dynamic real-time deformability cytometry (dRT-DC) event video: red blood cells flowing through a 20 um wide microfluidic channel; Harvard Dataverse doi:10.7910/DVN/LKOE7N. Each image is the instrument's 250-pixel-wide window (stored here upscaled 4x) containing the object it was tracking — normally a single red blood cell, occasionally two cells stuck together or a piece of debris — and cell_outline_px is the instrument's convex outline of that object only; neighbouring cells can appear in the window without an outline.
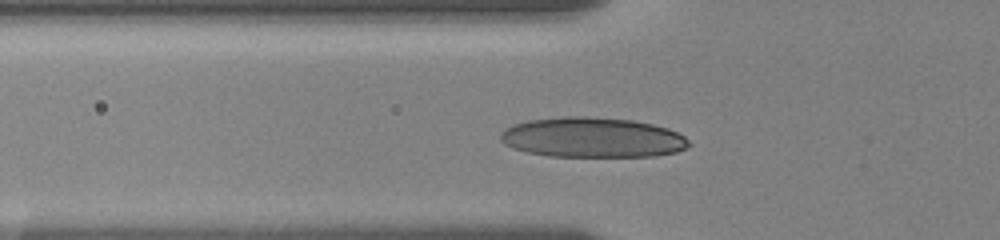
{"species": "human", "species_latin": "Homo sapiens", "temperature_condition": "room temperature", "stored_images_in_passage": 65, "camera_frame_rate_fps": 3000, "um_per_image_px": 0.085, "donor": {"sex": "female"}, "frame": {"image": 1, "passage_image": 2, "time_ms": 0.333, "image_size_px": [1000, 240], "cell_outline_px": [[692, 144], [676, 152], [652, 156], [548, 156], [528, 152], [512, 148], [504, 144], [500, 140], [500, 136], [508, 128], [516, 124], [528, 120], [568, 116], [584, 116], [632, 120], [652, 124], [668, 128], [684, 136]], "centroid_in_image_um": [50.37, 11.69], "position_along_channel_um": 75.4, "area_um2": 43.7}}
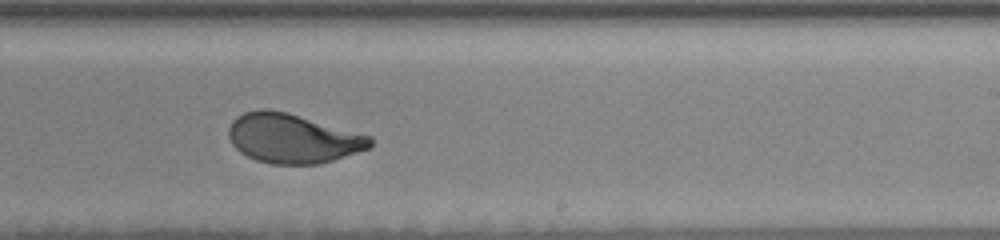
{"frame": {"image": 2, "passage_image": 29, "time_ms": 5.667, "image_size_px": [1000, 240], "cell_outline_px": [[372, 144], [368, 148], [320, 164], [268, 164], [256, 160], [240, 152], [232, 144], [228, 136], [228, 128], [232, 120], [236, 116], [244, 112], [264, 108], [284, 112], [372, 136]], "centroid_in_image_um": [24.83, 11.77], "position_along_channel_um": 264.2, "area_um2": 40.4}}
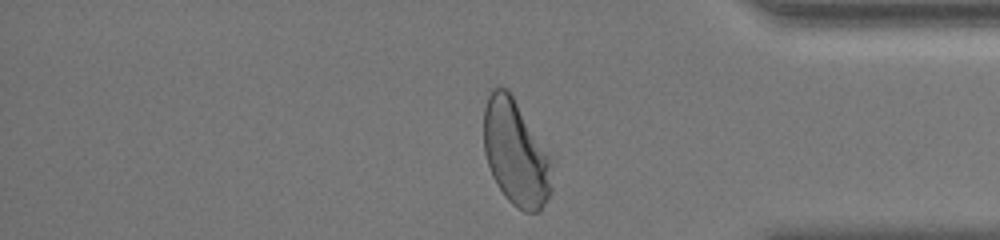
{"frame": {"image": 3, "passage_image": 60, "time_ms": 9.667, "image_size_px": [1000, 240], "cell_outline_px": [[556, 160], [552, 192], [540, 212], [524, 212], [516, 208], [504, 196], [496, 184], [492, 176], [484, 152], [484, 108], [488, 88], [508, 88]], "centroid_in_image_um": [43.91, 13.0], "position_along_channel_um": 391.3, "area_um2": 43.87}, "authors_computed_cell_mechanics": {"area_um2": 41.2114, "velocity_mm_per_s": 3.5328, "shape_relaxation_time_tau1_ms": 3.5719, "shape_relaxation_time_tau2_ms": null, "deformation_change_tau1": 0.1573, "deformation_change_tau2": null}}